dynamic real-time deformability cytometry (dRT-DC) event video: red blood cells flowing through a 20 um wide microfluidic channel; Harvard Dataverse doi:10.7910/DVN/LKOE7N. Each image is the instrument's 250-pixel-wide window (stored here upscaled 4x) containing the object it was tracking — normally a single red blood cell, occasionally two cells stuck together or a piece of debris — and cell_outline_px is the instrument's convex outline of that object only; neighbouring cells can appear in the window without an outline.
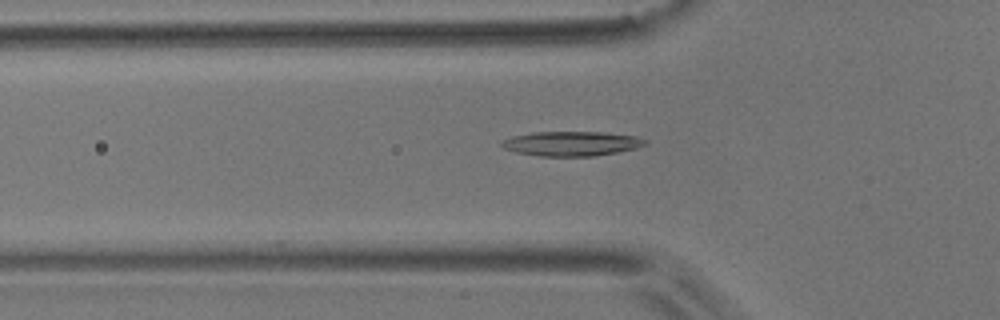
{"species": "common noctule bat (a hibernating species)", "species_latin": "Nyctalus noctula", "temperature_condition": "room temperature", "stored_images_in_passage": 35, "camera_frame_rate_fps": 3000, "um_per_image_px": 0.085, "animal": {"sex": "male", "body_mass_g": 17.9}, "frame": {"image": 1, "passage_image": 5, "time_ms": 1.333, "image_size_px": [1000, 320], "cell_outline_px": [[648, 144], [636, 148], [616, 152], [592, 156], [540, 156], [516, 152], [504, 148], [500, 144], [500, 140], [512, 136], [532, 132], [604, 132], [636, 136], [648, 140]], "centroid_in_image_um": [48.57, 12.2], "position_along_channel_um": 77.2, "area_um2": 20.63}}
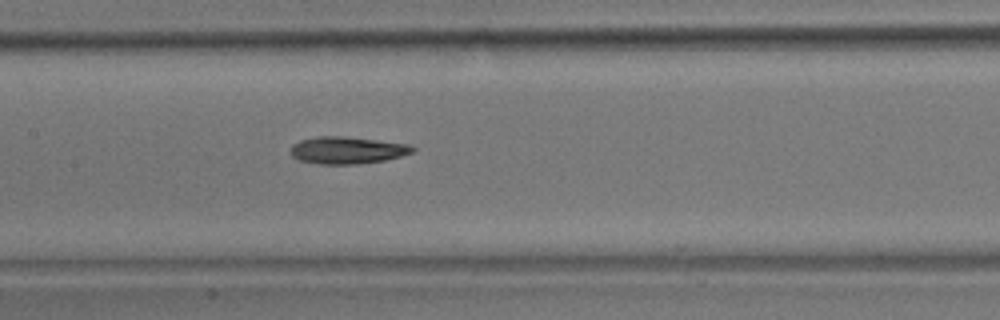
{"frame": {"image": 2, "passage_image": 13, "time_ms": 4.0, "image_size_px": [1000, 320], "cell_outline_px": [[416, 148], [412, 152], [400, 156], [384, 160], [356, 164], [316, 164], [300, 160], [292, 156], [288, 152], [292, 144], [300, 140], [316, 136], [344, 136], [408, 144]], "centroid_in_image_um": [29.44, 12.76], "position_along_channel_um": 178.0, "area_um2": 19.31}}
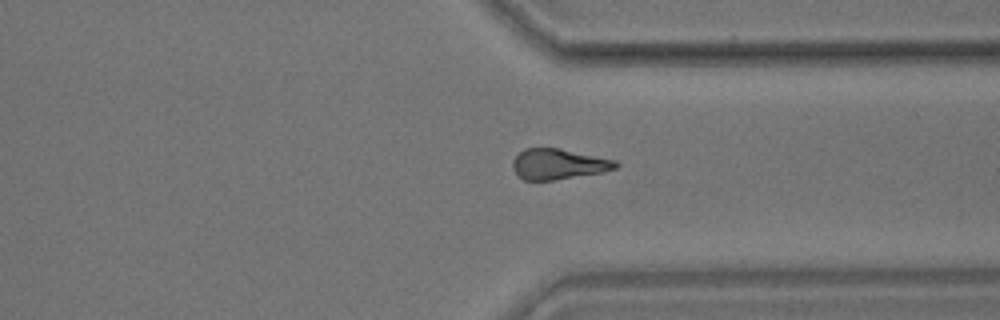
{"frame": {"image": 3, "passage_image": 28, "time_ms": 9.0, "image_size_px": [1000, 320], "cell_outline_px": [[620, 164], [616, 168], [600, 172], [552, 180], [524, 180], [516, 176], [512, 168], [512, 160], [524, 148], [560, 148], [616, 160]], "centroid_in_image_um": [47.42, 13.94], "position_along_channel_um": 364.0, "area_um2": 18.32}, "authors_computed_cell_mechanics": {"area_um2": 18.785, "velocity_mm_per_s": 3.7356, "shape_relaxation_time_tau1_ms": 5.7893, "shape_relaxation_time_tau2_ms": null, "deformation_change_tau1": 0.1711, "deformation_change_tau2": null}}